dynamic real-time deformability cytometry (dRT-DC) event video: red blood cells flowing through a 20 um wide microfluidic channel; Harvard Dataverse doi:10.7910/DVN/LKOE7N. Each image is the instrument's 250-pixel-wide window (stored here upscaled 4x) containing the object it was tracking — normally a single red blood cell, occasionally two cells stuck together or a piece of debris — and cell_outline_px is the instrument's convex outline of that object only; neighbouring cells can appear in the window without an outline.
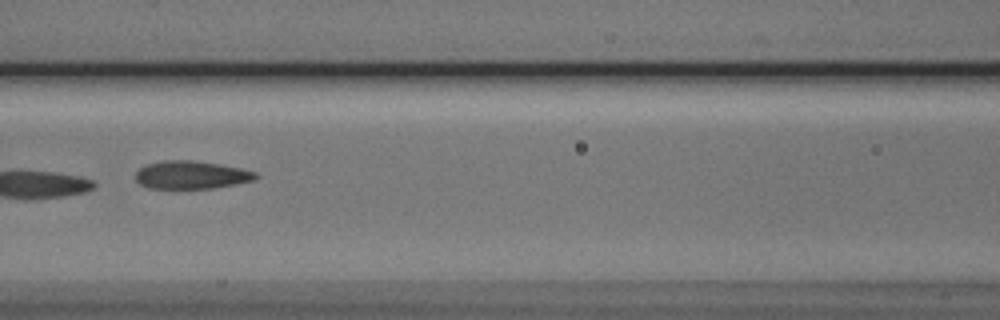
{"species": "Egyptian fruit bat (a non-hibernating species)", "species_latin": "Rousettus aegyptiacus", "temperature_condition": "cold", "stored_images_in_passage": 8, "camera_frame_rate_fps": 3000, "um_per_image_px": 0.085, "animal": {"sex": "male"}, "frame": {"image": 1, "passage_image": 7, "time_ms": 6.667, "image_size_px": [1000, 320], "cell_outline_px": [[260, 176], [256, 180], [236, 184], [212, 188], [148, 188], [140, 184], [136, 180], [136, 172], [140, 168], [148, 164], [164, 160], [192, 160], [220, 164], [240, 168], [256, 172]], "centroid_in_image_um": [16.29, 14.86], "position_along_channel_um": 150.3, "area_um2": 19.59}}
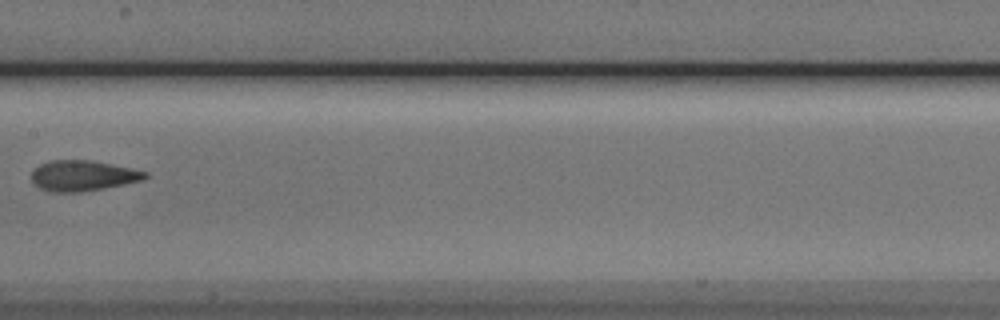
{"frame": {"image": 2, "passage_image": 8, "time_ms": 8.0, "image_size_px": [1000, 320], "cell_outline_px": [[148, 176], [144, 180], [104, 188], [80, 192], [48, 192], [32, 184], [32, 168], [40, 164], [52, 160], [92, 160], [132, 168], [148, 172]], "centroid_in_image_um": [7.02, 14.93], "position_along_channel_um": 200.4, "area_um2": 20.46}}